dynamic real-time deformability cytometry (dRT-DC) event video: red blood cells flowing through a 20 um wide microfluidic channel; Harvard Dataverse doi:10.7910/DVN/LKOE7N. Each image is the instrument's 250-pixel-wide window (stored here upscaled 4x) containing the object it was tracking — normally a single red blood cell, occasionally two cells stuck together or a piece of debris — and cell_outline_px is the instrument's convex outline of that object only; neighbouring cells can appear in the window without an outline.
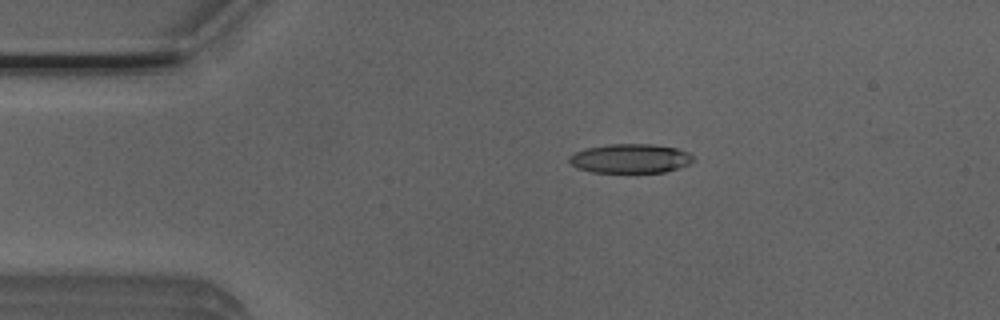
{"species": "Egyptian fruit bat (a non-hibernating species)", "species_latin": "Rousettus aegyptiacus", "temperature_condition": "room temperature", "stored_images_in_passage": 50, "camera_frame_rate_fps": 3000, "um_per_image_px": 0.085, "animal": {"sex": "male"}, "frame": {"image": 1, "passage_image": 10, "time_ms": 3.0, "image_size_px": [1000, 320], "cell_outline_px": [[696, 160], [688, 164], [664, 172], [592, 172], [576, 168], [568, 160], [568, 156], [584, 148], [608, 144], [652, 144], [676, 148], [688, 152]], "centroid_in_image_um": [53.55, 13.46], "position_along_channel_um": 31.5, "area_um2": 21.1}}
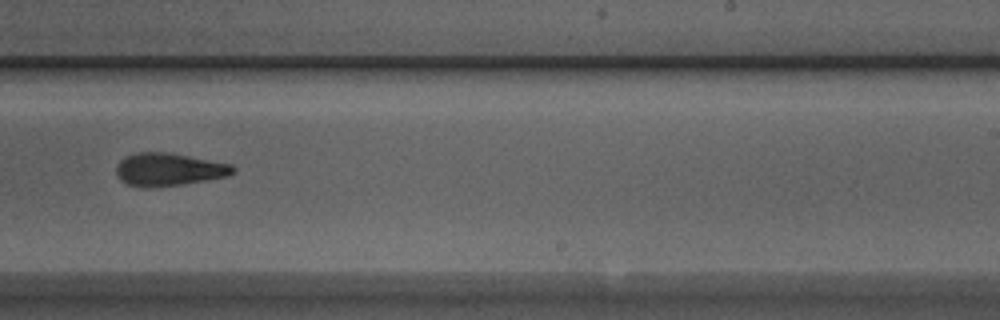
{"frame": {"image": 2, "passage_image": 32, "time_ms": 10.333, "image_size_px": [1000, 320], "cell_outline_px": [[236, 172], [228, 176], [184, 184], [148, 188], [144, 188], [128, 184], [120, 180], [116, 176], [116, 164], [124, 156], [136, 152], [168, 152], [232, 164], [236, 168]], "centroid_in_image_um": [14.32, 14.4], "position_along_channel_um": 274.7, "area_um2": 22.66}}
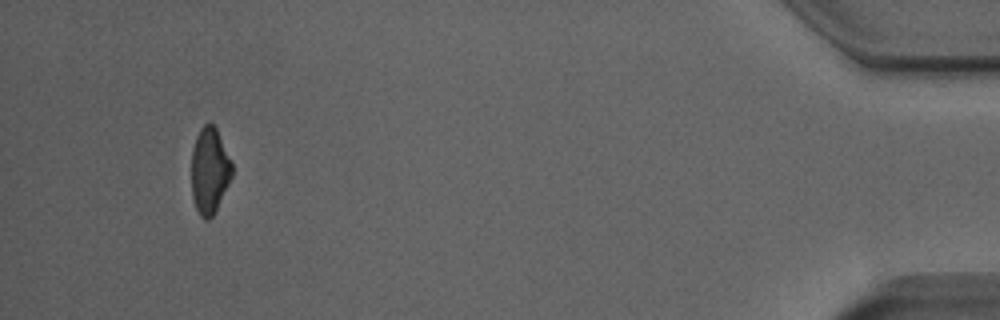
{"frame": {"image": 3, "passage_image": 49, "time_ms": 16.0, "image_size_px": [1000, 320], "cell_outline_px": [[232, 176], [212, 216], [208, 220], [204, 220], [200, 216], [196, 208], [192, 196], [192, 152], [196, 136], [200, 128], [204, 124], [212, 124], [216, 128], [232, 160]], "centroid_in_image_um": [17.81, 14.49], "position_along_channel_um": 417.4, "area_um2": 20.17}, "authors_computed_cell_mechanics": {"area_um2": 22.2241, "velocity_mm_per_s": 3.9116, "shape_relaxation_time_tau1_ms": 4.6844, "shape_relaxation_time_tau2_ms": 3.4961, "deformation_change_tau1": 0.1876, "deformation_change_tau2": 0.1249}}